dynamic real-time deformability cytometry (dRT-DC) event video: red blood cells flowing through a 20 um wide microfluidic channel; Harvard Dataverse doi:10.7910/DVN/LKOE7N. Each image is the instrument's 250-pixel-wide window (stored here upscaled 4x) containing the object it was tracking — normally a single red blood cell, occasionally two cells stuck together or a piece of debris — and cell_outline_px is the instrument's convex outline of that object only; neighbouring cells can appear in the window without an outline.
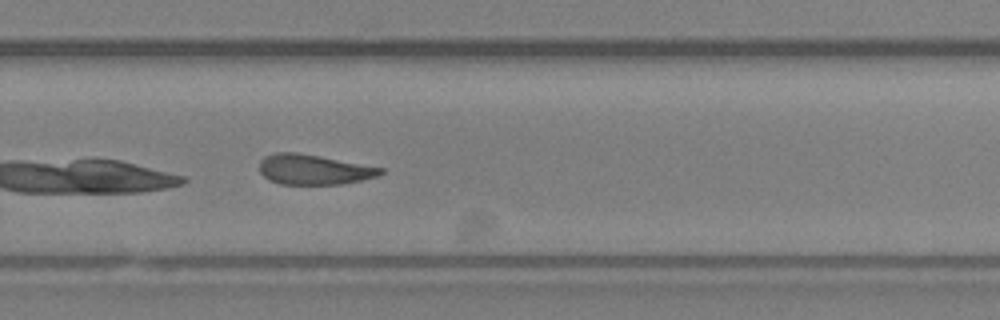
{"species": "Egyptian fruit bat (a non-hibernating species)", "species_latin": "Rousettus aegyptiacus", "temperature_condition": "room temperature", "stored_images_in_passage": 14, "camera_frame_rate_fps": 3000, "um_per_image_px": 0.085, "animal": {"sex": "female"}, "frame": {"image": 1, "passage_image": 14, "time_ms": 4.333, "image_size_px": [1000, 320], "cell_outline_px": [[384, 172], [376, 176], [360, 180], [340, 184], [280, 184], [268, 180], [260, 172], [260, 160], [264, 156], [276, 152], [296, 152], [320, 156], [384, 168]], "centroid_in_image_um": [26.63, 14.4], "position_along_channel_um": 303.2, "area_um2": 21.15}}